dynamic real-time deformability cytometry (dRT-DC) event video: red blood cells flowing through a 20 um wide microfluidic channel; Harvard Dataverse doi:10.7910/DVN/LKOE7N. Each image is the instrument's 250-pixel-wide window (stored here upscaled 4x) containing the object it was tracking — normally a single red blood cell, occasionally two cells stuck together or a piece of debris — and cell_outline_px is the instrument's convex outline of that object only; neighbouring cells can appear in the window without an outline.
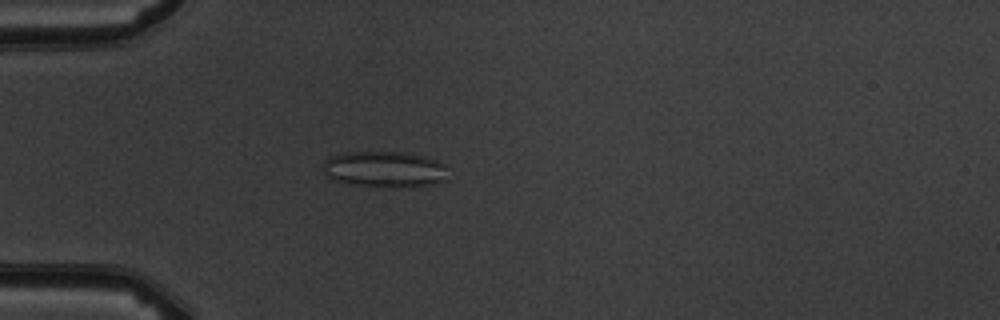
{"species": "common noctule bat (a hibernating species)", "species_latin": "Nyctalus noctula", "temperature_condition": "warm", "stored_images_in_passage": 4, "camera_frame_rate_fps": 3000, "um_per_image_px": 0.085, "animal": {"sex": "male", "body_mass_g": 19.5, "forearm_length_mm": 54.6}, "frame": {"image": 1, "passage_image": 4, "time_ms": 4.0, "image_size_px": [1000, 320], "cell_outline_px": [[448, 180], [428, 184], [392, 188], [384, 188], [348, 184], [332, 180], [324, 176], [324, 160], [340, 152], [404, 152], [424, 156], [436, 160], [444, 164]], "centroid_in_image_um": [32.64, 14.4], "position_along_channel_um": 52.4, "area_um2": 26.65}}